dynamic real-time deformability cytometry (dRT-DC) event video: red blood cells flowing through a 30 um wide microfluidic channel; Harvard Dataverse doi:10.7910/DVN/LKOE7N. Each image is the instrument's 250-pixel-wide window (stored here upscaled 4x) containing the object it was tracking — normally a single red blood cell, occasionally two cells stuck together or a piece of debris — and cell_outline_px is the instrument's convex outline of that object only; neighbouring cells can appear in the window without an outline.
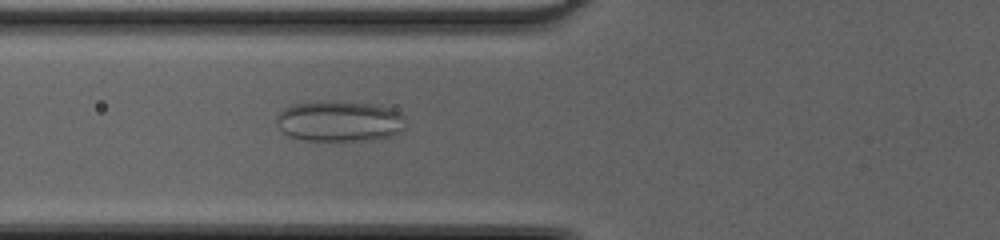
{"species": "common noctule bat (a hibernating species)", "species_latin": "Nyctalus noctula", "temperature_condition": "cold", "stored_images_in_passage": 50, "camera_frame_rate_fps": 3000, "um_per_image_px": 0.085, "animal": {"sex": "female", "body_mass_g": 20.0, "forearm_length_mm": 54.0}, "frame": {"image": 1, "passage_image": 21, "time_ms": 6.667, "image_size_px": [1000, 240], "cell_outline_px": [[404, 128], [400, 132], [392, 136], [368, 140], [304, 140], [288, 136], [276, 124], [276, 116], [284, 108], [292, 104], [312, 100], [340, 100], [372, 104], [392, 108], [400, 112], [404, 116]], "centroid_in_image_um": [28.84, 10.27], "position_along_channel_um": 97.0, "area_um2": 31.27}}
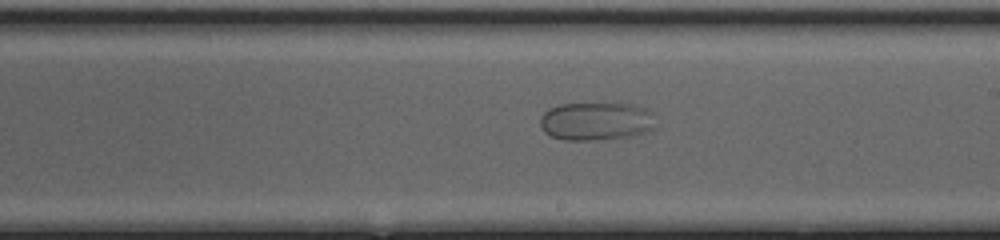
{"frame": {"image": 2, "passage_image": 31, "time_ms": 10.0, "image_size_px": [1000, 240], "cell_outline_px": [[656, 128], [648, 132], [636, 136], [592, 140], [564, 140], [552, 136], [544, 132], [540, 128], [540, 116], [548, 108], [560, 104], [636, 104], [652, 112]], "centroid_in_image_um": [50.69, 10.31], "position_along_channel_um": 238.3, "area_um2": 26.07}}
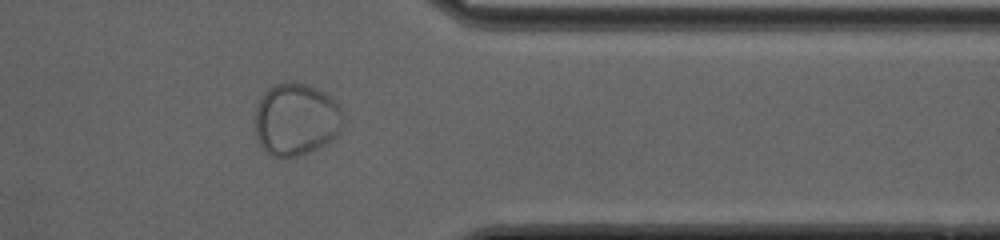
{"frame": {"image": 3, "passage_image": 42, "time_ms": 13.667, "image_size_px": [1000, 240], "cell_outline_px": [[344, 124], [340, 132], [336, 136], [324, 144], [316, 148], [296, 156], [272, 156], [260, 144], [256, 136], [256, 108], [264, 92], [268, 88], [276, 84], [304, 84], [324, 92], [340, 104], [344, 116]], "centroid_in_image_um": [25.2, 10.15], "position_along_channel_um": 386.2, "area_um2": 36.65}}